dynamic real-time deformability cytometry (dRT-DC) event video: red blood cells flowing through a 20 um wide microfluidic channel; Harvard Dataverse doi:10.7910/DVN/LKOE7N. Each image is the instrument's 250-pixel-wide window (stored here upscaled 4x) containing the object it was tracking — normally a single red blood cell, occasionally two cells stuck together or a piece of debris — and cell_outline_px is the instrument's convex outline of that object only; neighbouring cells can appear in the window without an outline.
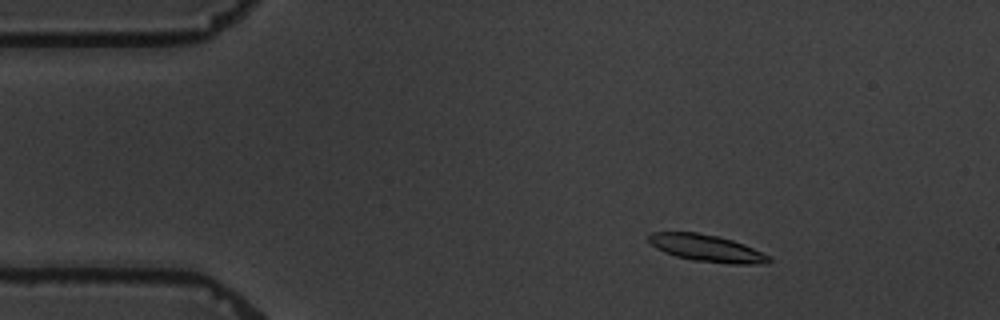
{"species": "common noctule bat (a hibernating species)", "species_latin": "Nyctalus noctula", "temperature_condition": "warm", "stored_images_in_passage": 4, "camera_frame_rate_fps": 3000, "um_per_image_px": 0.085, "animal": {"sex": "male", "body_mass_g": 19.5, "forearm_length_mm": 54.6}, "frame": {"image": 1, "passage_image": 2, "time_ms": 1.0, "image_size_px": [1000, 320], "cell_outline_px": [[772, 260], [768, 264], [728, 264], [692, 260], [676, 256], [664, 252], [656, 248], [648, 240], [648, 236], [652, 232], [696, 232], [720, 236], [744, 244], [768, 256]], "centroid_in_image_um": [60.07, 21.1], "position_along_channel_um": 24.9, "area_um2": 18.9}}
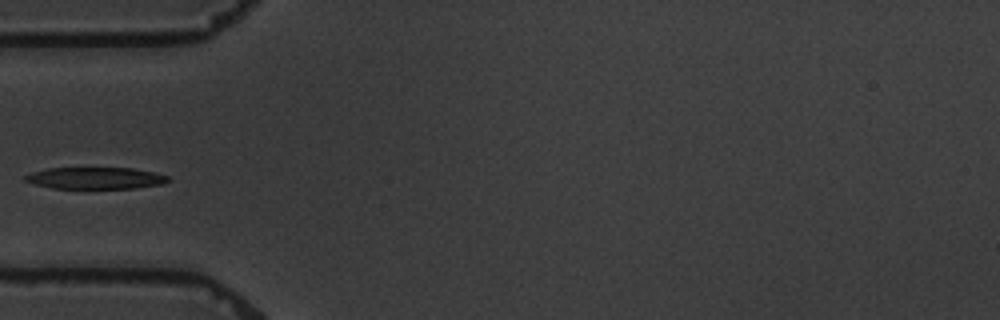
{"frame": {"image": 2, "passage_image": 4, "time_ms": 4.333, "image_size_px": [1000, 320], "cell_outline_px": [[172, 180], [164, 184], [136, 188], [52, 188], [36, 184], [24, 180], [24, 176], [32, 172], [48, 168], [132, 168], [152, 172], [168, 176]], "centroid_in_image_um": [8.15, 15.14], "position_along_channel_um": 76.9, "area_um2": 18.03}}